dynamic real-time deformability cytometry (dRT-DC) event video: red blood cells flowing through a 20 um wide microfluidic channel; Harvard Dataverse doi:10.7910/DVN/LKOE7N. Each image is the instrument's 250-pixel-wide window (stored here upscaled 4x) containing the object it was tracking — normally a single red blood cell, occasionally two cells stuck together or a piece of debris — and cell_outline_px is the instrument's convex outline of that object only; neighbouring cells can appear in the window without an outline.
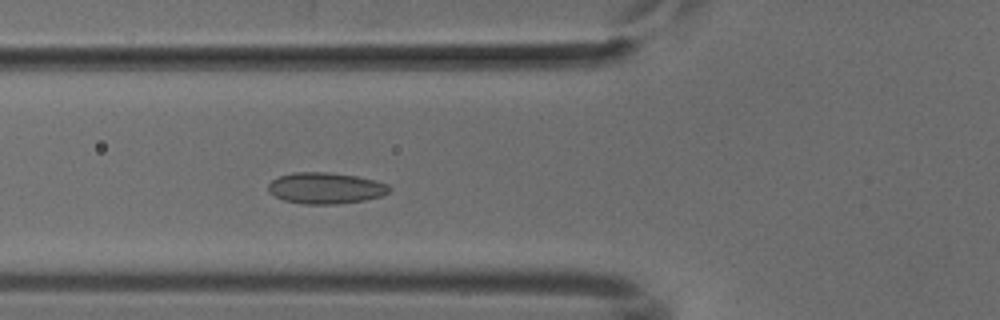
{"species": "common noctule bat (a hibernating species)", "species_latin": "Nyctalus noctula", "temperature_condition": "cold", "stored_images_in_passage": 47, "camera_frame_rate_fps": 3000, "um_per_image_px": 0.085, "animal": {"sex": "male", "body_mass_g": 18.8}, "frame": {"image": 1, "passage_image": 17, "time_ms": 5.333, "image_size_px": [1000, 320], "cell_outline_px": [[392, 188], [388, 192], [380, 196], [364, 200], [336, 204], [304, 204], [284, 200], [268, 192], [268, 184], [272, 180], [280, 176], [292, 172], [328, 172], [356, 176], [376, 180], [388, 184]], "centroid_in_image_um": [27.67, 15.98], "position_along_channel_um": 98.1, "area_um2": 22.02}}
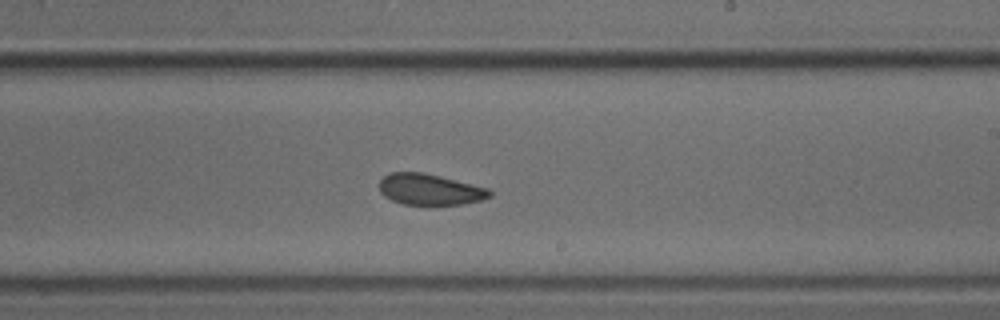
{"frame": {"image": 2, "passage_image": 29, "time_ms": 9.333, "image_size_px": [1000, 320], "cell_outline_px": [[492, 196], [484, 200], [460, 204], [404, 204], [392, 200], [384, 196], [380, 192], [380, 180], [388, 172], [424, 172], [488, 188], [492, 192]], "centroid_in_image_um": [36.54, 16.09], "position_along_channel_um": 252.5, "area_um2": 19.94}}
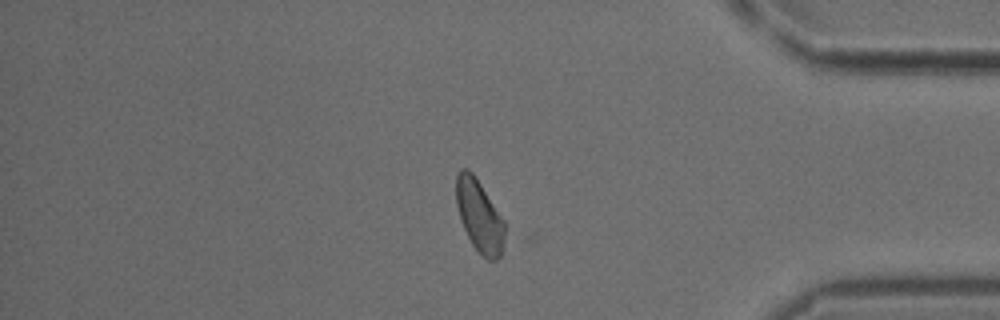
{"frame": {"image": 3, "passage_image": 42, "time_ms": 13.667, "image_size_px": [1000, 320], "cell_outline_px": [[504, 244], [500, 256], [496, 260], [488, 260], [480, 256], [472, 244], [464, 228], [456, 204], [456, 176], [460, 168], [468, 168], [472, 172], [504, 220]], "centroid_in_image_um": [40.74, 18.37], "position_along_channel_um": 394.5, "area_um2": 20.29}}